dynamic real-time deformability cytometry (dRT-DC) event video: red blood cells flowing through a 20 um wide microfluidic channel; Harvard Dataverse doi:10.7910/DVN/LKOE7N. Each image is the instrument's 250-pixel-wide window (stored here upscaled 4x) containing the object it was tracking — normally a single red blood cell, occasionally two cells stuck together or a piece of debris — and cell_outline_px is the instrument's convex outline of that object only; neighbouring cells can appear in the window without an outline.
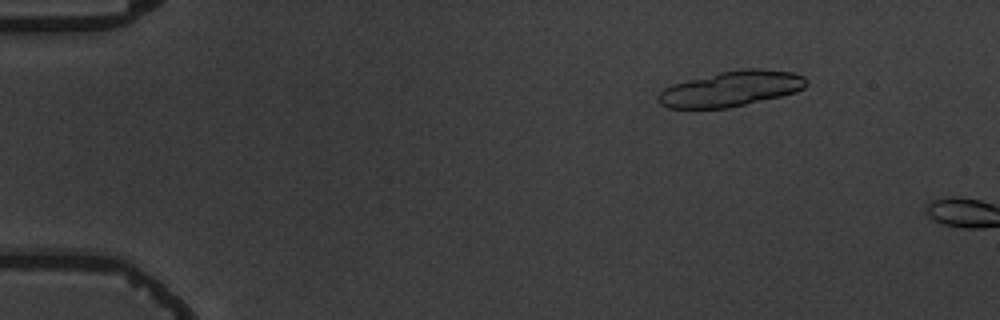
{"species": "common noctule bat (a hibernating species)", "species_latin": "Nyctalus noctula", "temperature_condition": "warm", "stored_images_in_passage": 3, "camera_frame_rate_fps": 3000, "um_per_image_px": 0.085, "animal": {"sex": "male", "body_mass_g": 19.5, "forearm_length_mm": 54.6}, "frame": {"image": 1, "passage_image": 2, "time_ms": 1.333, "image_size_px": [1000, 320], "cell_outline_px": [[808, 84], [804, 88], [796, 92], [780, 96], [728, 108], [668, 108], [660, 104], [656, 100], [660, 92], [664, 88], [672, 84], [720, 72], [744, 68], [760, 68], [792, 72], [804, 76], [808, 80]], "centroid_in_image_um": [62.16, 7.54], "position_along_channel_um": 22.8, "area_um2": 30.52}}